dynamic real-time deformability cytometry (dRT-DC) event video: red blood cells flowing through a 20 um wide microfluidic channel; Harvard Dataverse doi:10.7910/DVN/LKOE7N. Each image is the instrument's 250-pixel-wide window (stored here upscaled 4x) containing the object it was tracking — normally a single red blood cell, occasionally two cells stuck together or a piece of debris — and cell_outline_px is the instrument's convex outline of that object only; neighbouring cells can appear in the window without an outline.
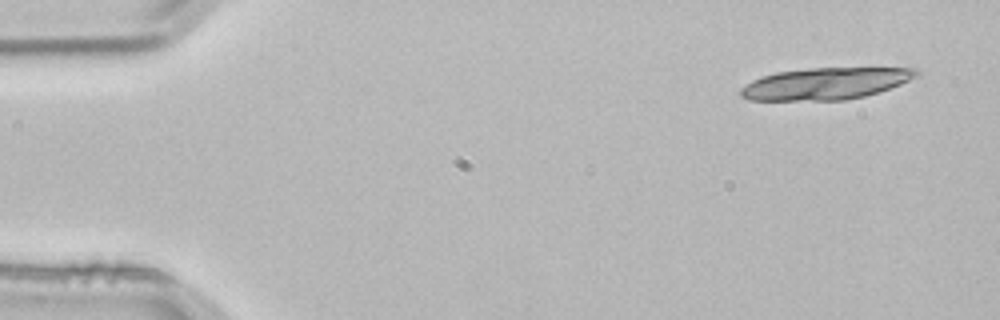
{"species": "common noctule bat (a hibernating species)", "species_latin": "Nyctalus noctula", "temperature_condition": "room temperature", "stored_images_in_passage": 3, "camera_frame_rate_fps": 3000, "um_per_image_px": 0.085, "animal": {"sex": "male", "body_mass_g": 21.5, "forearm_length_mm": 52.0}, "frame": {"image": 1, "passage_image": 1, "time_ms": 0.0, "image_size_px": [1000, 320], "cell_outline_px": [[920, 76], [880, 92], [864, 96], [844, 100], [748, 100], [740, 96], [740, 88], [752, 80], [776, 72], [808, 68], [916, 68], [920, 72]], "centroid_in_image_um": [70.18, 7.1], "position_along_channel_um": 14.8, "area_um2": 32.6}}